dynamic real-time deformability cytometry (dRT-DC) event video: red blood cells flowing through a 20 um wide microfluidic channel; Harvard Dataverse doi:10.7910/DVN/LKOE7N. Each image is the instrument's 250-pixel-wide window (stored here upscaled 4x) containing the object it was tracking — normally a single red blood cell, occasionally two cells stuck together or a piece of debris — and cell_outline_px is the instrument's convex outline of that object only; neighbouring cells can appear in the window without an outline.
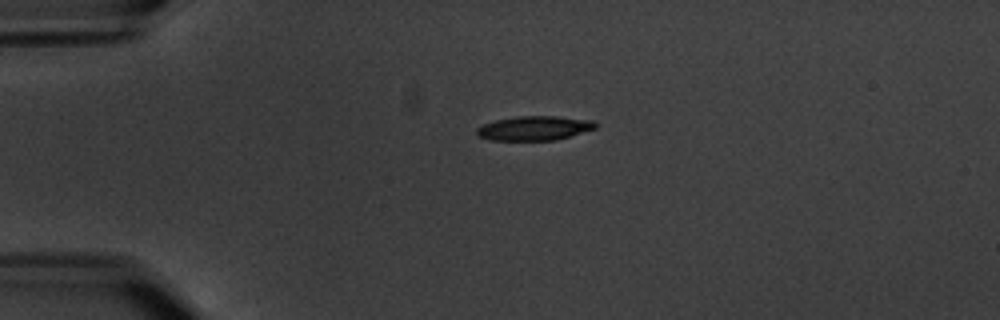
{"species": "common noctule bat (a hibernating species)", "species_latin": "Nyctalus noctula", "temperature_condition": "warm", "stored_images_in_passage": 6, "camera_frame_rate_fps": 3000, "um_per_image_px": 0.085, "animal": {"sex": "male", "body_mass_g": 20.1, "forearm_length_mm": 53.5}, "frame": {"image": 1, "passage_image": 5, "time_ms": 4.667, "image_size_px": [1000, 320], "cell_outline_px": [[600, 124], [596, 128], [556, 140], [488, 140], [480, 136], [476, 132], [476, 128], [484, 124], [496, 120], [516, 116], [560, 116], [592, 120]], "centroid_in_image_um": [45.45, 10.89], "position_along_channel_um": 39.6, "area_um2": 16.88}}